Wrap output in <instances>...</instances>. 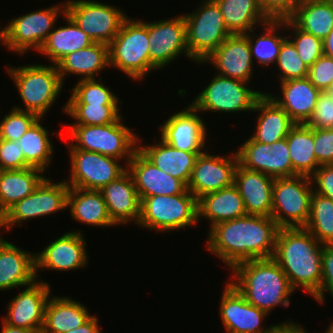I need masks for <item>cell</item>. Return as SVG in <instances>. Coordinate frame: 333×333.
<instances>
[{"label": "cell", "instance_id": "obj_1", "mask_svg": "<svg viewBox=\"0 0 333 333\" xmlns=\"http://www.w3.org/2000/svg\"><path fill=\"white\" fill-rule=\"evenodd\" d=\"M278 230L272 217L247 214L211 227L206 247L231 270L243 261L273 258Z\"/></svg>", "mask_w": 333, "mask_h": 333}, {"label": "cell", "instance_id": "obj_2", "mask_svg": "<svg viewBox=\"0 0 333 333\" xmlns=\"http://www.w3.org/2000/svg\"><path fill=\"white\" fill-rule=\"evenodd\" d=\"M321 244L306 228H279L273 259L288 277L291 287H302L312 297L322 280Z\"/></svg>", "mask_w": 333, "mask_h": 333}, {"label": "cell", "instance_id": "obj_3", "mask_svg": "<svg viewBox=\"0 0 333 333\" xmlns=\"http://www.w3.org/2000/svg\"><path fill=\"white\" fill-rule=\"evenodd\" d=\"M230 282L246 301L267 314L274 307L290 305L289 296L295 291L288 277L273 258L253 259L236 264Z\"/></svg>", "mask_w": 333, "mask_h": 333}, {"label": "cell", "instance_id": "obj_4", "mask_svg": "<svg viewBox=\"0 0 333 333\" xmlns=\"http://www.w3.org/2000/svg\"><path fill=\"white\" fill-rule=\"evenodd\" d=\"M121 116L116 122L107 125H66L71 143L76 149L97 152L126 164L138 150L140 139L122 123ZM75 141V142H74ZM74 143V144H73Z\"/></svg>", "mask_w": 333, "mask_h": 333}, {"label": "cell", "instance_id": "obj_5", "mask_svg": "<svg viewBox=\"0 0 333 333\" xmlns=\"http://www.w3.org/2000/svg\"><path fill=\"white\" fill-rule=\"evenodd\" d=\"M19 92L25 111H30L42 118L61 94L63 82L57 66L28 64L27 66L6 67Z\"/></svg>", "mask_w": 333, "mask_h": 333}, {"label": "cell", "instance_id": "obj_6", "mask_svg": "<svg viewBox=\"0 0 333 333\" xmlns=\"http://www.w3.org/2000/svg\"><path fill=\"white\" fill-rule=\"evenodd\" d=\"M199 221L198 199L187 189L181 194L143 198L137 225L150 230L169 232L194 226Z\"/></svg>", "mask_w": 333, "mask_h": 333}, {"label": "cell", "instance_id": "obj_7", "mask_svg": "<svg viewBox=\"0 0 333 333\" xmlns=\"http://www.w3.org/2000/svg\"><path fill=\"white\" fill-rule=\"evenodd\" d=\"M149 51L148 23L128 17L109 44V66L141 81L150 73Z\"/></svg>", "mask_w": 333, "mask_h": 333}, {"label": "cell", "instance_id": "obj_8", "mask_svg": "<svg viewBox=\"0 0 333 333\" xmlns=\"http://www.w3.org/2000/svg\"><path fill=\"white\" fill-rule=\"evenodd\" d=\"M200 4L196 11L183 15L190 59L199 64L231 35L216 1L203 0Z\"/></svg>", "mask_w": 333, "mask_h": 333}, {"label": "cell", "instance_id": "obj_9", "mask_svg": "<svg viewBox=\"0 0 333 333\" xmlns=\"http://www.w3.org/2000/svg\"><path fill=\"white\" fill-rule=\"evenodd\" d=\"M313 186L310 177L274 178L272 213L279 228L305 227L310 215Z\"/></svg>", "mask_w": 333, "mask_h": 333}, {"label": "cell", "instance_id": "obj_10", "mask_svg": "<svg viewBox=\"0 0 333 333\" xmlns=\"http://www.w3.org/2000/svg\"><path fill=\"white\" fill-rule=\"evenodd\" d=\"M69 190L65 179L53 183L45 176L29 196L15 203L0 217V230L5 227L10 231L13 225L23 226L22 222L26 220L67 210Z\"/></svg>", "mask_w": 333, "mask_h": 333}, {"label": "cell", "instance_id": "obj_11", "mask_svg": "<svg viewBox=\"0 0 333 333\" xmlns=\"http://www.w3.org/2000/svg\"><path fill=\"white\" fill-rule=\"evenodd\" d=\"M68 15L94 42L109 45L128 16L119 7L90 0H67Z\"/></svg>", "mask_w": 333, "mask_h": 333}, {"label": "cell", "instance_id": "obj_12", "mask_svg": "<svg viewBox=\"0 0 333 333\" xmlns=\"http://www.w3.org/2000/svg\"><path fill=\"white\" fill-rule=\"evenodd\" d=\"M213 77L191 103L198 112H253L257 99L265 93L249 89L247 87L249 83L237 79L219 74Z\"/></svg>", "mask_w": 333, "mask_h": 333}, {"label": "cell", "instance_id": "obj_13", "mask_svg": "<svg viewBox=\"0 0 333 333\" xmlns=\"http://www.w3.org/2000/svg\"><path fill=\"white\" fill-rule=\"evenodd\" d=\"M53 5L13 18L4 26L7 49L24 55L30 48L37 52L52 31L60 14L65 15V4Z\"/></svg>", "mask_w": 333, "mask_h": 333}, {"label": "cell", "instance_id": "obj_14", "mask_svg": "<svg viewBox=\"0 0 333 333\" xmlns=\"http://www.w3.org/2000/svg\"><path fill=\"white\" fill-rule=\"evenodd\" d=\"M68 146L71 173L70 179L65 182L69 187L100 190L127 170V167L120 165V160L116 158L76 149L72 143Z\"/></svg>", "mask_w": 333, "mask_h": 333}, {"label": "cell", "instance_id": "obj_15", "mask_svg": "<svg viewBox=\"0 0 333 333\" xmlns=\"http://www.w3.org/2000/svg\"><path fill=\"white\" fill-rule=\"evenodd\" d=\"M150 72L162 69L181 53L190 59L183 15L148 23ZM153 70V71H152Z\"/></svg>", "mask_w": 333, "mask_h": 333}, {"label": "cell", "instance_id": "obj_16", "mask_svg": "<svg viewBox=\"0 0 333 333\" xmlns=\"http://www.w3.org/2000/svg\"><path fill=\"white\" fill-rule=\"evenodd\" d=\"M236 153L238 163L246 169L259 171L273 178L297 175L292 169L287 138L269 145L249 137Z\"/></svg>", "mask_w": 333, "mask_h": 333}, {"label": "cell", "instance_id": "obj_17", "mask_svg": "<svg viewBox=\"0 0 333 333\" xmlns=\"http://www.w3.org/2000/svg\"><path fill=\"white\" fill-rule=\"evenodd\" d=\"M237 165V153L224 157L208 154L204 150L196 158L187 188L199 199L205 194L230 187L234 184Z\"/></svg>", "mask_w": 333, "mask_h": 333}, {"label": "cell", "instance_id": "obj_18", "mask_svg": "<svg viewBox=\"0 0 333 333\" xmlns=\"http://www.w3.org/2000/svg\"><path fill=\"white\" fill-rule=\"evenodd\" d=\"M50 285L41 280L26 286V289L8 303L7 315L2 320L10 326L22 327L41 333L44 311L51 296Z\"/></svg>", "mask_w": 333, "mask_h": 333}, {"label": "cell", "instance_id": "obj_19", "mask_svg": "<svg viewBox=\"0 0 333 333\" xmlns=\"http://www.w3.org/2000/svg\"><path fill=\"white\" fill-rule=\"evenodd\" d=\"M197 112L190 104L186 109L172 114L160 126V139L179 150L204 152L202 149H205L208 135L206 124Z\"/></svg>", "mask_w": 333, "mask_h": 333}, {"label": "cell", "instance_id": "obj_20", "mask_svg": "<svg viewBox=\"0 0 333 333\" xmlns=\"http://www.w3.org/2000/svg\"><path fill=\"white\" fill-rule=\"evenodd\" d=\"M220 317L227 333H266L262 321L268 314L248 303L245 297L226 282L220 297Z\"/></svg>", "mask_w": 333, "mask_h": 333}, {"label": "cell", "instance_id": "obj_21", "mask_svg": "<svg viewBox=\"0 0 333 333\" xmlns=\"http://www.w3.org/2000/svg\"><path fill=\"white\" fill-rule=\"evenodd\" d=\"M86 244L80 231L73 230L58 237L35 254L36 276L41 268L65 272L87 266Z\"/></svg>", "mask_w": 333, "mask_h": 333}, {"label": "cell", "instance_id": "obj_22", "mask_svg": "<svg viewBox=\"0 0 333 333\" xmlns=\"http://www.w3.org/2000/svg\"><path fill=\"white\" fill-rule=\"evenodd\" d=\"M210 62L217 74L249 83L253 60L248 38L245 34H231L203 63Z\"/></svg>", "mask_w": 333, "mask_h": 333}, {"label": "cell", "instance_id": "obj_23", "mask_svg": "<svg viewBox=\"0 0 333 333\" xmlns=\"http://www.w3.org/2000/svg\"><path fill=\"white\" fill-rule=\"evenodd\" d=\"M126 166L140 201L148 196L181 194L188 189L183 181L157 168L138 150Z\"/></svg>", "mask_w": 333, "mask_h": 333}, {"label": "cell", "instance_id": "obj_24", "mask_svg": "<svg viewBox=\"0 0 333 333\" xmlns=\"http://www.w3.org/2000/svg\"><path fill=\"white\" fill-rule=\"evenodd\" d=\"M100 191L106 202L109 217L116 226L132 221L138 223L141 201L133 178L127 170Z\"/></svg>", "mask_w": 333, "mask_h": 333}, {"label": "cell", "instance_id": "obj_25", "mask_svg": "<svg viewBox=\"0 0 333 333\" xmlns=\"http://www.w3.org/2000/svg\"><path fill=\"white\" fill-rule=\"evenodd\" d=\"M36 278L35 252L24 251L0 235V291L26 287Z\"/></svg>", "mask_w": 333, "mask_h": 333}, {"label": "cell", "instance_id": "obj_26", "mask_svg": "<svg viewBox=\"0 0 333 333\" xmlns=\"http://www.w3.org/2000/svg\"><path fill=\"white\" fill-rule=\"evenodd\" d=\"M274 178L249 170L239 163L235 169L234 185L239 190L247 214L271 217Z\"/></svg>", "mask_w": 333, "mask_h": 333}, {"label": "cell", "instance_id": "obj_27", "mask_svg": "<svg viewBox=\"0 0 333 333\" xmlns=\"http://www.w3.org/2000/svg\"><path fill=\"white\" fill-rule=\"evenodd\" d=\"M280 84L281 98L268 94L295 124H306L313 114L320 91L308 78L291 79Z\"/></svg>", "mask_w": 333, "mask_h": 333}, {"label": "cell", "instance_id": "obj_28", "mask_svg": "<svg viewBox=\"0 0 333 333\" xmlns=\"http://www.w3.org/2000/svg\"><path fill=\"white\" fill-rule=\"evenodd\" d=\"M138 151L160 170L188 185L196 162V158L203 152H186L169 145L161 139L156 144L142 146L138 144Z\"/></svg>", "mask_w": 333, "mask_h": 333}, {"label": "cell", "instance_id": "obj_29", "mask_svg": "<svg viewBox=\"0 0 333 333\" xmlns=\"http://www.w3.org/2000/svg\"><path fill=\"white\" fill-rule=\"evenodd\" d=\"M253 111L260 112L255 125L256 131L250 136L256 142L271 145L286 138L295 125L290 116L266 92L257 99Z\"/></svg>", "mask_w": 333, "mask_h": 333}, {"label": "cell", "instance_id": "obj_30", "mask_svg": "<svg viewBox=\"0 0 333 333\" xmlns=\"http://www.w3.org/2000/svg\"><path fill=\"white\" fill-rule=\"evenodd\" d=\"M89 313L85 305L70 297H49L41 333H66L77 329L93 316Z\"/></svg>", "mask_w": 333, "mask_h": 333}, {"label": "cell", "instance_id": "obj_31", "mask_svg": "<svg viewBox=\"0 0 333 333\" xmlns=\"http://www.w3.org/2000/svg\"><path fill=\"white\" fill-rule=\"evenodd\" d=\"M64 84L67 74L82 76L79 80L95 79L99 72L109 66V45L94 42L90 46L66 55L57 64Z\"/></svg>", "mask_w": 333, "mask_h": 333}, {"label": "cell", "instance_id": "obj_32", "mask_svg": "<svg viewBox=\"0 0 333 333\" xmlns=\"http://www.w3.org/2000/svg\"><path fill=\"white\" fill-rule=\"evenodd\" d=\"M246 215L243 199L234 184L205 194L198 199V219L202 216L208 219L210 222L209 229L217 223Z\"/></svg>", "mask_w": 333, "mask_h": 333}, {"label": "cell", "instance_id": "obj_33", "mask_svg": "<svg viewBox=\"0 0 333 333\" xmlns=\"http://www.w3.org/2000/svg\"><path fill=\"white\" fill-rule=\"evenodd\" d=\"M67 208L70 209L71 217L79 223L95 227L115 226L100 190L70 187Z\"/></svg>", "mask_w": 333, "mask_h": 333}, {"label": "cell", "instance_id": "obj_34", "mask_svg": "<svg viewBox=\"0 0 333 333\" xmlns=\"http://www.w3.org/2000/svg\"><path fill=\"white\" fill-rule=\"evenodd\" d=\"M42 173L43 170L35 167L0 170V217L37 188L45 178Z\"/></svg>", "mask_w": 333, "mask_h": 333}, {"label": "cell", "instance_id": "obj_35", "mask_svg": "<svg viewBox=\"0 0 333 333\" xmlns=\"http://www.w3.org/2000/svg\"><path fill=\"white\" fill-rule=\"evenodd\" d=\"M66 26L53 28L38 50L56 65L66 55L90 46L94 41L68 16L64 15Z\"/></svg>", "mask_w": 333, "mask_h": 333}, {"label": "cell", "instance_id": "obj_36", "mask_svg": "<svg viewBox=\"0 0 333 333\" xmlns=\"http://www.w3.org/2000/svg\"><path fill=\"white\" fill-rule=\"evenodd\" d=\"M290 19L303 31L324 40L333 29V0H303Z\"/></svg>", "mask_w": 333, "mask_h": 333}, {"label": "cell", "instance_id": "obj_37", "mask_svg": "<svg viewBox=\"0 0 333 333\" xmlns=\"http://www.w3.org/2000/svg\"><path fill=\"white\" fill-rule=\"evenodd\" d=\"M286 138L293 171L310 177L320 166L314 152V128L295 124Z\"/></svg>", "mask_w": 333, "mask_h": 333}, {"label": "cell", "instance_id": "obj_38", "mask_svg": "<svg viewBox=\"0 0 333 333\" xmlns=\"http://www.w3.org/2000/svg\"><path fill=\"white\" fill-rule=\"evenodd\" d=\"M231 34H246L270 19L260 9L257 0H215Z\"/></svg>", "mask_w": 333, "mask_h": 333}, {"label": "cell", "instance_id": "obj_39", "mask_svg": "<svg viewBox=\"0 0 333 333\" xmlns=\"http://www.w3.org/2000/svg\"><path fill=\"white\" fill-rule=\"evenodd\" d=\"M41 119L43 118H39L17 141L22 148L25 162L30 167L45 171L51 164L54 148L49 139L48 129L40 123Z\"/></svg>", "mask_w": 333, "mask_h": 333}, {"label": "cell", "instance_id": "obj_40", "mask_svg": "<svg viewBox=\"0 0 333 333\" xmlns=\"http://www.w3.org/2000/svg\"><path fill=\"white\" fill-rule=\"evenodd\" d=\"M265 30L262 35L257 36L254 29L247 32L245 35L251 49L252 60L256 59L262 67L275 64L279 55L280 47L283 41L287 38L276 32L284 28V19L282 20H269L263 25H259ZM279 28V29H278ZM281 28V29H280ZM251 32V33H250ZM253 33V36L250 35ZM277 34V35H276ZM254 39V40H253ZM256 39V40H255Z\"/></svg>", "mask_w": 333, "mask_h": 333}, {"label": "cell", "instance_id": "obj_41", "mask_svg": "<svg viewBox=\"0 0 333 333\" xmlns=\"http://www.w3.org/2000/svg\"><path fill=\"white\" fill-rule=\"evenodd\" d=\"M304 228L321 244L333 245V200L313 192L310 215Z\"/></svg>", "mask_w": 333, "mask_h": 333}, {"label": "cell", "instance_id": "obj_42", "mask_svg": "<svg viewBox=\"0 0 333 333\" xmlns=\"http://www.w3.org/2000/svg\"><path fill=\"white\" fill-rule=\"evenodd\" d=\"M119 104H65L64 113L75 123L70 125H107L116 122L122 115Z\"/></svg>", "mask_w": 333, "mask_h": 333}, {"label": "cell", "instance_id": "obj_43", "mask_svg": "<svg viewBox=\"0 0 333 333\" xmlns=\"http://www.w3.org/2000/svg\"><path fill=\"white\" fill-rule=\"evenodd\" d=\"M101 77L97 79L78 80V83L70 91L73 92L66 104H119L118 97L109 87L101 83Z\"/></svg>", "mask_w": 333, "mask_h": 333}, {"label": "cell", "instance_id": "obj_44", "mask_svg": "<svg viewBox=\"0 0 333 333\" xmlns=\"http://www.w3.org/2000/svg\"><path fill=\"white\" fill-rule=\"evenodd\" d=\"M276 66L280 69V82L308 77L309 67L300 58L290 38H286L279 51Z\"/></svg>", "mask_w": 333, "mask_h": 333}, {"label": "cell", "instance_id": "obj_45", "mask_svg": "<svg viewBox=\"0 0 333 333\" xmlns=\"http://www.w3.org/2000/svg\"><path fill=\"white\" fill-rule=\"evenodd\" d=\"M284 28L293 30V35L290 37L291 41L295 45L300 58L308 67H311L324 54L323 40L303 31L290 18L284 19Z\"/></svg>", "mask_w": 333, "mask_h": 333}, {"label": "cell", "instance_id": "obj_46", "mask_svg": "<svg viewBox=\"0 0 333 333\" xmlns=\"http://www.w3.org/2000/svg\"><path fill=\"white\" fill-rule=\"evenodd\" d=\"M39 118L33 112L14 106L0 121V138L17 141Z\"/></svg>", "mask_w": 333, "mask_h": 333}, {"label": "cell", "instance_id": "obj_47", "mask_svg": "<svg viewBox=\"0 0 333 333\" xmlns=\"http://www.w3.org/2000/svg\"><path fill=\"white\" fill-rule=\"evenodd\" d=\"M306 125L311 128L333 129V97L328 91L319 93L313 114Z\"/></svg>", "mask_w": 333, "mask_h": 333}, {"label": "cell", "instance_id": "obj_48", "mask_svg": "<svg viewBox=\"0 0 333 333\" xmlns=\"http://www.w3.org/2000/svg\"><path fill=\"white\" fill-rule=\"evenodd\" d=\"M310 82L320 91H328L333 84V59L323 54L308 70Z\"/></svg>", "mask_w": 333, "mask_h": 333}, {"label": "cell", "instance_id": "obj_49", "mask_svg": "<svg viewBox=\"0 0 333 333\" xmlns=\"http://www.w3.org/2000/svg\"><path fill=\"white\" fill-rule=\"evenodd\" d=\"M29 167L25 162L20 143L0 138V170H19Z\"/></svg>", "mask_w": 333, "mask_h": 333}, {"label": "cell", "instance_id": "obj_50", "mask_svg": "<svg viewBox=\"0 0 333 333\" xmlns=\"http://www.w3.org/2000/svg\"><path fill=\"white\" fill-rule=\"evenodd\" d=\"M322 280L319 291L313 296L317 302L323 304L325 292L333 298V245H323L322 254Z\"/></svg>", "mask_w": 333, "mask_h": 333}, {"label": "cell", "instance_id": "obj_51", "mask_svg": "<svg viewBox=\"0 0 333 333\" xmlns=\"http://www.w3.org/2000/svg\"><path fill=\"white\" fill-rule=\"evenodd\" d=\"M303 0H257L260 9L270 20L290 18Z\"/></svg>", "mask_w": 333, "mask_h": 333}, {"label": "cell", "instance_id": "obj_52", "mask_svg": "<svg viewBox=\"0 0 333 333\" xmlns=\"http://www.w3.org/2000/svg\"><path fill=\"white\" fill-rule=\"evenodd\" d=\"M314 152L319 165L333 164V129L314 128Z\"/></svg>", "mask_w": 333, "mask_h": 333}, {"label": "cell", "instance_id": "obj_53", "mask_svg": "<svg viewBox=\"0 0 333 333\" xmlns=\"http://www.w3.org/2000/svg\"><path fill=\"white\" fill-rule=\"evenodd\" d=\"M310 179L314 193L333 200V164L320 165Z\"/></svg>", "mask_w": 333, "mask_h": 333}, {"label": "cell", "instance_id": "obj_54", "mask_svg": "<svg viewBox=\"0 0 333 333\" xmlns=\"http://www.w3.org/2000/svg\"><path fill=\"white\" fill-rule=\"evenodd\" d=\"M266 333H308L301 325L293 323V321H286L282 324L269 325V329Z\"/></svg>", "mask_w": 333, "mask_h": 333}, {"label": "cell", "instance_id": "obj_55", "mask_svg": "<svg viewBox=\"0 0 333 333\" xmlns=\"http://www.w3.org/2000/svg\"><path fill=\"white\" fill-rule=\"evenodd\" d=\"M99 328L98 319L93 315L85 324L66 333H95Z\"/></svg>", "mask_w": 333, "mask_h": 333}, {"label": "cell", "instance_id": "obj_56", "mask_svg": "<svg viewBox=\"0 0 333 333\" xmlns=\"http://www.w3.org/2000/svg\"><path fill=\"white\" fill-rule=\"evenodd\" d=\"M323 50L325 55L333 59V29L323 40Z\"/></svg>", "mask_w": 333, "mask_h": 333}, {"label": "cell", "instance_id": "obj_57", "mask_svg": "<svg viewBox=\"0 0 333 333\" xmlns=\"http://www.w3.org/2000/svg\"><path fill=\"white\" fill-rule=\"evenodd\" d=\"M2 333H37L36 331L29 330L22 327H13L2 321Z\"/></svg>", "mask_w": 333, "mask_h": 333}, {"label": "cell", "instance_id": "obj_58", "mask_svg": "<svg viewBox=\"0 0 333 333\" xmlns=\"http://www.w3.org/2000/svg\"><path fill=\"white\" fill-rule=\"evenodd\" d=\"M0 42L3 45L5 42V31L4 28L2 30H0Z\"/></svg>", "mask_w": 333, "mask_h": 333}, {"label": "cell", "instance_id": "obj_59", "mask_svg": "<svg viewBox=\"0 0 333 333\" xmlns=\"http://www.w3.org/2000/svg\"><path fill=\"white\" fill-rule=\"evenodd\" d=\"M325 333H333V322H331V325L328 326L327 330Z\"/></svg>", "mask_w": 333, "mask_h": 333}, {"label": "cell", "instance_id": "obj_60", "mask_svg": "<svg viewBox=\"0 0 333 333\" xmlns=\"http://www.w3.org/2000/svg\"><path fill=\"white\" fill-rule=\"evenodd\" d=\"M329 94L333 97V84L332 86L328 89Z\"/></svg>", "mask_w": 333, "mask_h": 333}, {"label": "cell", "instance_id": "obj_61", "mask_svg": "<svg viewBox=\"0 0 333 333\" xmlns=\"http://www.w3.org/2000/svg\"><path fill=\"white\" fill-rule=\"evenodd\" d=\"M102 331L100 330V328L95 332V333H101Z\"/></svg>", "mask_w": 333, "mask_h": 333}]
</instances>
